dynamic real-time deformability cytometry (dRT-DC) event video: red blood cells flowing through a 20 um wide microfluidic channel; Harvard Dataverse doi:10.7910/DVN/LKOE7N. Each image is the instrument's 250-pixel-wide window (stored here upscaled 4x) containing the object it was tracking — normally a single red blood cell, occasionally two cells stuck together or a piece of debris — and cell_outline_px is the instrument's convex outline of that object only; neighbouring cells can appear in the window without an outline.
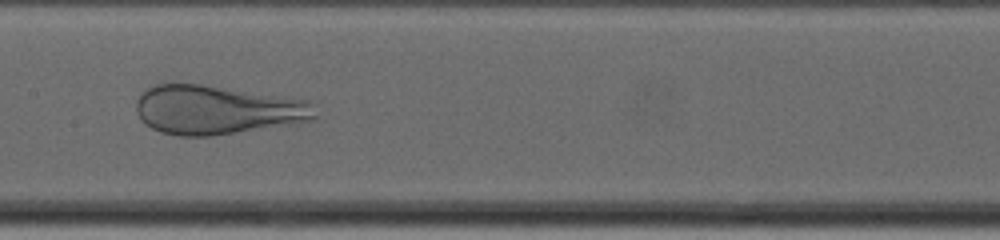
{"species": "human", "species_latin": "Homo sapiens", "temperature_condition": "cold", "stored_images_in_passage": 22, "camera_frame_rate_fps": 3000, "um_per_image_px": 0.085, "donor": {"sex": "female"}, "frame": {"image": 1, "passage_image": 10, "time_ms": 3.0, "image_size_px": [1000, 240], "cell_outline_px": [[316, 116], [312, 120], [288, 124], [212, 136], [180, 136], [160, 132], [144, 124], [140, 120], [136, 112], [136, 100], [144, 88], [156, 84], [200, 84], [308, 100], [316, 104]], "centroid_in_image_um": [18.4, 9.34], "position_along_channel_um": 189.0, "area_um2": 51.15}}
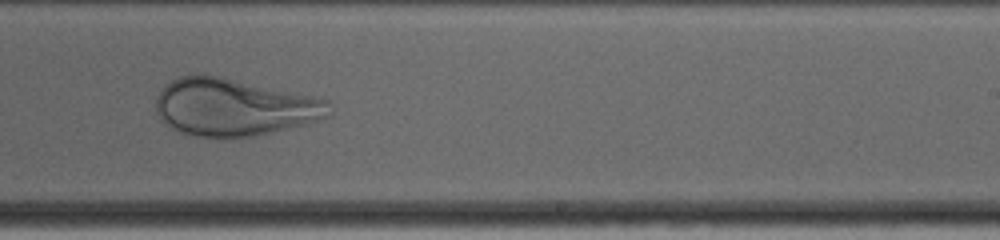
{"frame": {"image": 2, "passage_image": 16, "time_ms": 5.0, "image_size_px": [1000, 240], "cell_outline_px": [[332, 116], [304, 124], [256, 136], [196, 136], [172, 128], [160, 120], [156, 112], [156, 96], [164, 84], [180, 76], [220, 76], [312, 96], [328, 100], [332, 104]], "centroid_in_image_um": [19.91, 9.11], "position_along_channel_um": 269.1, "area_um2": 57.45}}